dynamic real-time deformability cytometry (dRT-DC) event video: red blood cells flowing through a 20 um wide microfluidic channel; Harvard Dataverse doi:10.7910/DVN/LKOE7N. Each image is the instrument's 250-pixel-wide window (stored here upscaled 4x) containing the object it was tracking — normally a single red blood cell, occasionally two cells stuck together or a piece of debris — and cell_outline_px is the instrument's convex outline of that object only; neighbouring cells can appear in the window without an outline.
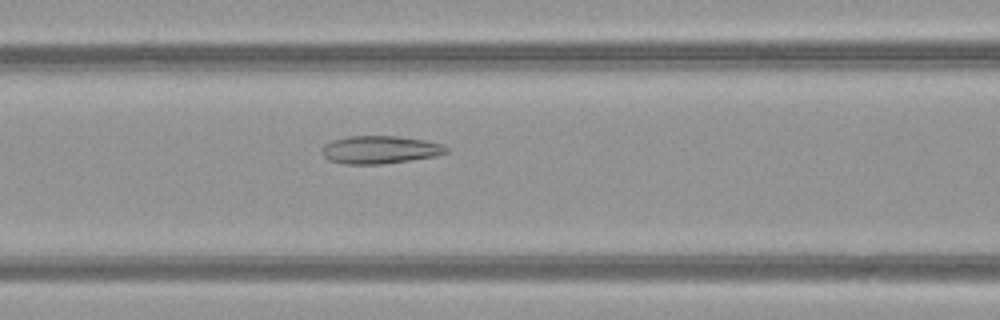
{"species": "common noctule bat (a hibernating species)", "species_latin": "Nyctalus noctula", "temperature_condition": "warm", "stored_images_in_passage": 37, "camera_frame_rate_fps": 3000, "um_per_image_px": 0.085, "animal": {"sex": "female", "body_mass_g": 21.9}, "frame": {"image": 1, "passage_image": 8, "time_ms": 2.333, "image_size_px": [1000, 320], "cell_outline_px": [[448, 152], [436, 156], [380, 164], [344, 164], [328, 160], [324, 156], [320, 148], [324, 144], [332, 140], [348, 136], [396, 136], [424, 140], [444, 144], [448, 148]], "centroid_in_image_um": [32.27, 12.72], "position_along_channel_um": 134.3, "area_um2": 20.23}}
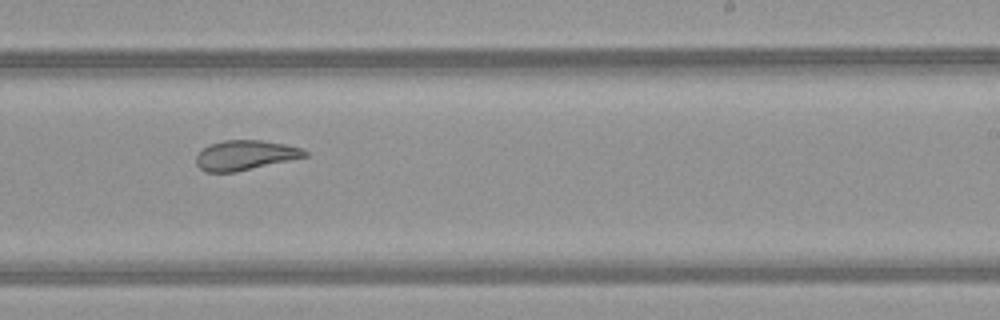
{"frame": {"image": 2, "passage_image": 18, "time_ms": 5.667, "image_size_px": [1000, 320], "cell_outline_px": [[308, 156], [236, 172], [204, 172], [196, 164], [196, 156], [208, 144], [224, 140], [264, 140], [284, 144], [300, 148], [308, 152]], "centroid_in_image_um": [20.82, 13.19], "position_along_channel_um": 268.2, "area_um2": 18.84}}
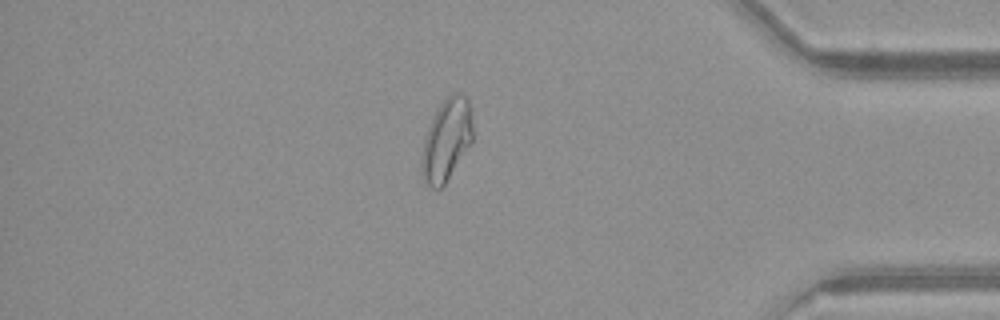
{"frame": {"image": 3, "passage_image": 30, "time_ms": 9.667, "image_size_px": [1000, 320], "cell_outline_px": [[472, 144], [444, 184], [440, 188], [432, 188], [424, 180], [420, 172], [420, 164], [424, 140], [428, 128], [436, 108], [452, 92], [456, 92], [464, 96], [468, 100], [472, 108]], "centroid_in_image_um": [37.96, 11.88], "position_along_channel_um": 397.2, "area_um2": 24.57}, "authors_computed_cell_mechanics": {"area_um2": 20.6346, "velocity_mm_per_s": 4.0246, "shape_relaxation_time_tau1_ms": null, "shape_relaxation_time_tau2_ms": 1.8452, "deformation_change_tau1": null, "deformation_change_tau2": 0.0823}}